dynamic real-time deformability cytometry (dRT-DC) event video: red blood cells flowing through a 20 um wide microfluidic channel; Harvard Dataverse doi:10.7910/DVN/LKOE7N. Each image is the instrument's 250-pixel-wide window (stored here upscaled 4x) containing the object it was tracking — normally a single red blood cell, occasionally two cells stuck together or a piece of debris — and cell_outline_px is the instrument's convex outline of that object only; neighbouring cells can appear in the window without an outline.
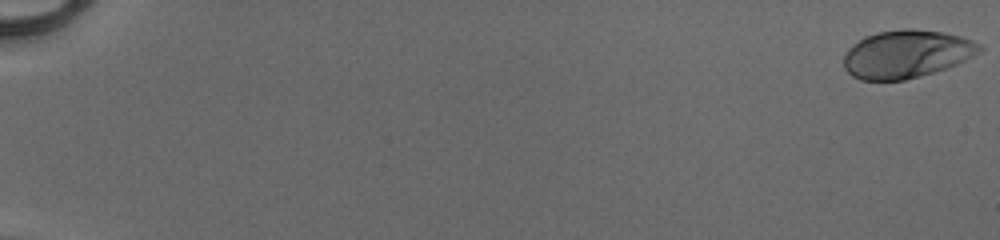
{"species": "human", "species_latin": "Homo sapiens", "temperature_condition": "cold", "stored_images_in_passage": 53, "camera_frame_rate_fps": 3000, "um_per_image_px": 0.085, "donor": {"sex": "male"}, "frame": {"image": 1, "passage_image": 1, "time_ms": 0.0, "image_size_px": [1000, 240], "cell_outline_px": [[984, 48], [980, 52], [948, 68], [920, 76], [904, 80], [860, 80], [852, 76], [844, 68], [844, 56], [848, 48], [852, 44], [864, 36], [880, 32], [904, 28], [912, 28], [940, 32], [960, 36], [972, 40], [980, 44]], "centroid_in_image_um": [77.04, 4.59], "position_along_channel_um": 8.0, "area_um2": 37.92}}
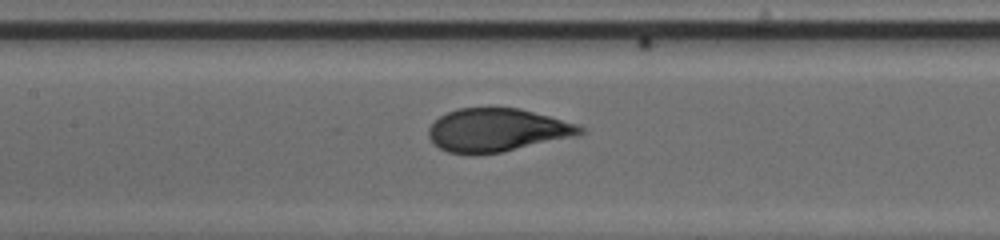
{"frame": {"image": 2, "passage_image": 28, "time_ms": 9.0, "image_size_px": [1000, 240], "cell_outline_px": [[584, 132], [576, 136], [500, 152], [476, 156], [472, 156], [448, 152], [432, 144], [428, 136], [428, 128], [440, 116], [448, 112], [460, 108], [520, 108], [580, 124], [584, 128]], "centroid_in_image_um": [42.24, 11.07], "position_along_channel_um": 165.2, "area_um2": 38.44}}
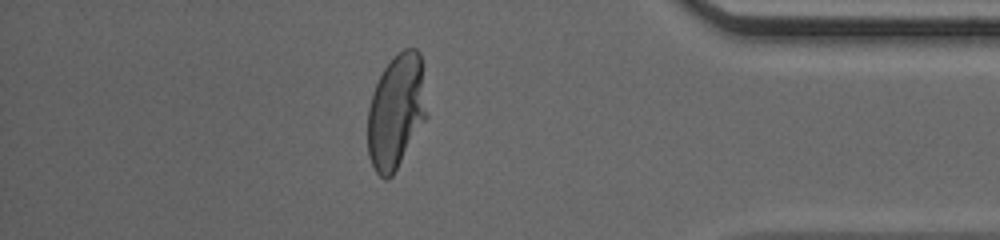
{"frame": {"image": 3, "passage_image": 47, "time_ms": 15.333, "image_size_px": [1000, 240], "cell_outline_px": [[428, 116], [392, 176], [388, 180], [384, 180], [376, 172], [368, 156], [368, 108], [372, 92], [384, 68], [404, 48], [416, 48], [420, 52]], "centroid_in_image_um": [33.68, 9.5], "position_along_channel_um": 401.5, "area_um2": 39.3}, "authors_computed_cell_mechanics": {"area_um2": 38.2636, "velocity_mm_per_s": 4.1157, "shape_relaxation_time_tau1_ms": 3.6128, "shape_relaxation_time_tau2_ms": null, "deformation_change_tau1": 0.209, "deformation_change_tau2": null}}